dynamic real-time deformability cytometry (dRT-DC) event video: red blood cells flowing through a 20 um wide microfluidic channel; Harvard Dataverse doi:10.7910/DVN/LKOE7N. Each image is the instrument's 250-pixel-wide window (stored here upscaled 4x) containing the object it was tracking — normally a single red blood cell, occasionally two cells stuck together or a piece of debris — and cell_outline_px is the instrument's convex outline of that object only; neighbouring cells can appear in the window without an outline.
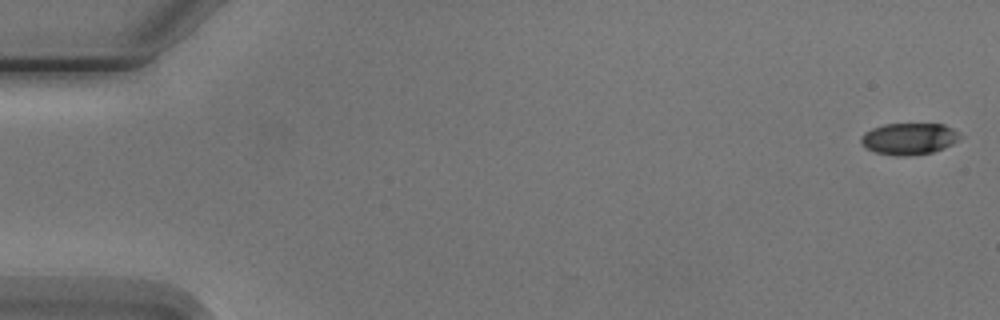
{"species": "Egyptian fruit bat (a non-hibernating species)", "species_latin": "Rousettus aegyptiacus", "temperature_condition": "cold", "stored_images_in_passage": 5, "camera_frame_rate_fps": 3000, "um_per_image_px": 0.085, "animal": {"sex": "male"}, "frame": {"image": 1, "passage_image": 1, "time_ms": 0.0, "image_size_px": [1000, 320], "cell_outline_px": [[964, 136], [952, 144], [944, 148], [932, 152], [908, 156], [896, 156], [876, 152], [864, 148], [860, 144], [860, 136], [864, 132], [872, 128], [884, 124], [944, 124], [960, 132]], "centroid_in_image_um": [77.26, 11.79], "position_along_channel_um": 7.7, "area_um2": 18.55}}
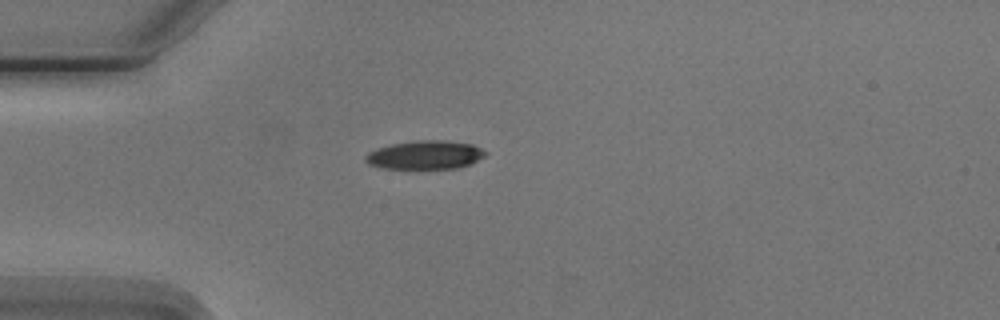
{"frame": {"image": 2, "passage_image": 5, "time_ms": 4.667, "image_size_px": [1000, 320], "cell_outline_px": [[488, 152], [484, 156], [468, 164], [456, 168], [384, 168], [368, 164], [364, 160], [364, 156], [368, 152], [376, 148], [392, 144], [412, 140], [444, 140], [472, 144]], "centroid_in_image_um": [36.09, 13.15], "position_along_channel_um": 48.9, "area_um2": 19.88}}